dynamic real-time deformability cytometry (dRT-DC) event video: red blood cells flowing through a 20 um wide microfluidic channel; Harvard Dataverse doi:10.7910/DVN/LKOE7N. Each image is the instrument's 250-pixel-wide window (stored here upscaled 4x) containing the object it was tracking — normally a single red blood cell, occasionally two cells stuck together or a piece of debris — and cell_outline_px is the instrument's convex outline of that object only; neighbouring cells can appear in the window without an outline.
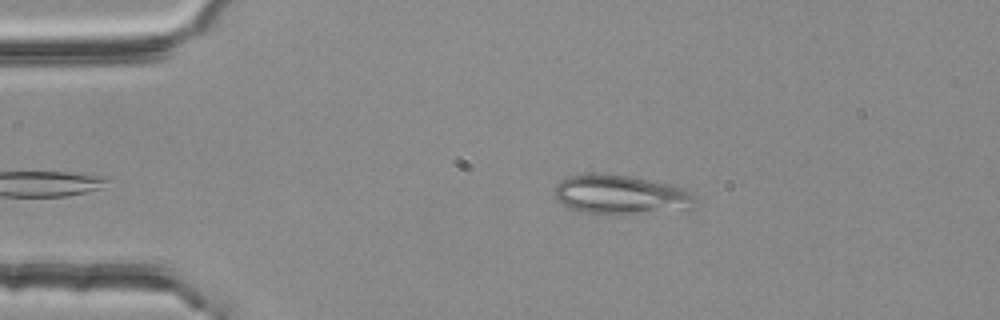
{"species": "common noctule bat (a hibernating species)", "species_latin": "Nyctalus noctula", "temperature_condition": "room temperature", "stored_images_in_passage": 36, "camera_frame_rate_fps": 3000, "um_per_image_px": 0.085, "animal": {"sex": "female", "body_mass_g": 25.1}, "frame": {"image": 1, "passage_image": 2, "time_ms": 0.333, "image_size_px": [1000, 320], "cell_outline_px": [[696, 200], [692, 208], [636, 212], [580, 212], [568, 208], [556, 200], [552, 192], [552, 188], [560, 180], [572, 176], [628, 176], [668, 184], [684, 188], [692, 192]], "centroid_in_image_um": [52.72, 16.55], "position_along_channel_um": 32.3, "area_um2": 30.75}}
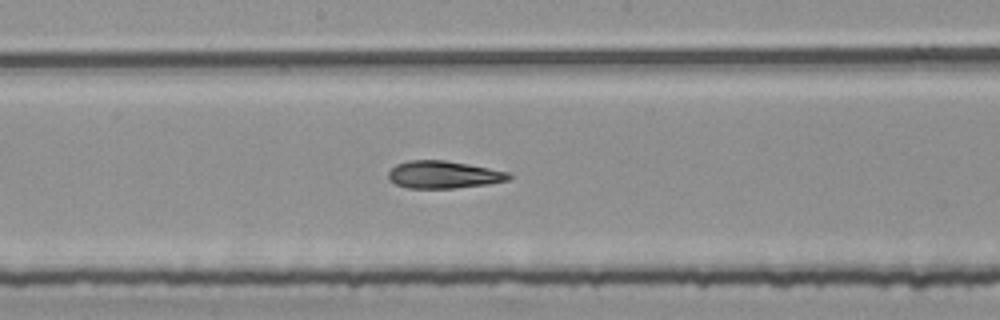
{"frame": {"image": 2, "passage_image": 20, "time_ms": 6.333, "image_size_px": [1000, 320], "cell_outline_px": [[512, 176], [508, 180], [488, 184], [456, 188], [408, 188], [396, 184], [388, 180], [388, 172], [396, 164], [408, 160], [444, 160], [468, 164], [508, 172]], "centroid_in_image_um": [37.67, 14.84], "position_along_channel_um": 210.5, "area_um2": 19.25}}
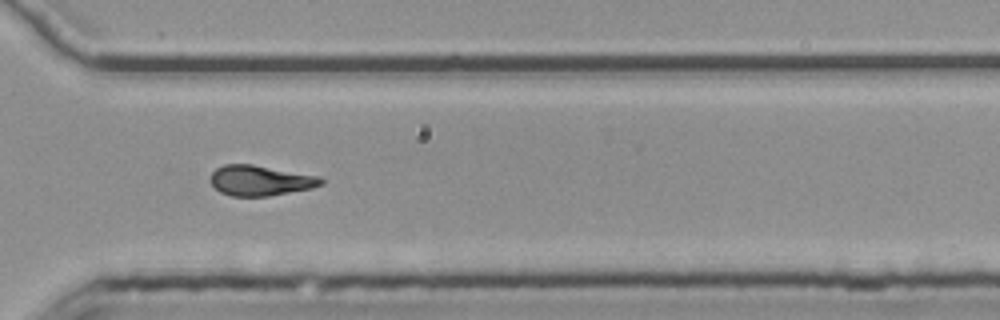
{"frame": {"image": 3, "passage_image": 31, "time_ms": 10.0, "image_size_px": [1000, 320], "cell_outline_px": [[324, 184], [312, 188], [268, 196], [232, 196], [220, 192], [212, 184], [212, 172], [216, 168], [224, 164], [252, 164], [320, 176], [324, 180]], "centroid_in_image_um": [22.16, 15.34], "position_along_channel_um": 348.4, "area_um2": 19.48}, "authors_computed_cell_mechanics": {"area_um2": 19.3052, "velocity_mm_per_s": 3.7752, "shape_relaxation_time_tau1_ms": 10.2175, "shape_relaxation_time_tau2_ms": 3.6443, "deformation_change_tau1": 0.2468, "deformation_change_tau2": 0.1389}}